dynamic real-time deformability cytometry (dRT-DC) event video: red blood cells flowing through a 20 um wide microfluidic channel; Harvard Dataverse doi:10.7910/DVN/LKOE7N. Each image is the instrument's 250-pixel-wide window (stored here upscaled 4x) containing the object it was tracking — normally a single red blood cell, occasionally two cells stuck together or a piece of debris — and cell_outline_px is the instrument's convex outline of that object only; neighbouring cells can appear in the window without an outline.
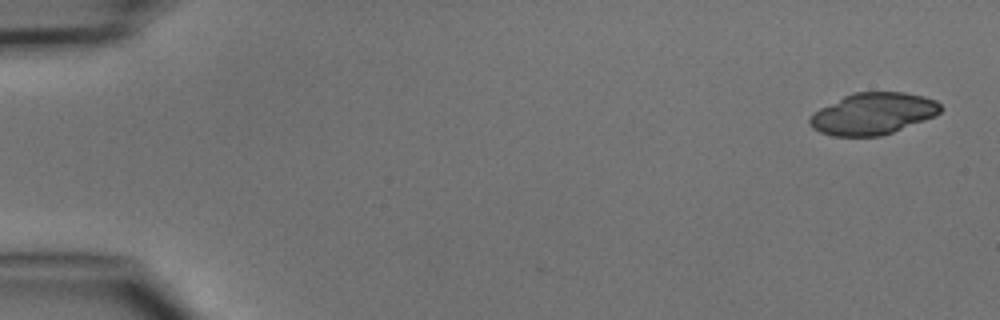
{"species": "common noctule bat (a hibernating species)", "species_latin": "Nyctalus noctula", "temperature_condition": "cold", "stored_images_in_passage": 5, "camera_frame_rate_fps": 3000, "um_per_image_px": 0.085, "animal": {"sex": "male", "body_mass_g": 15.6}, "frame": {"image": 1, "passage_image": 1, "time_ms": 0.0, "image_size_px": [1000, 320], "cell_outline_px": [[944, 108], [936, 116], [892, 132], [880, 136], [832, 136], [820, 132], [812, 128], [808, 120], [812, 112], [852, 92], [904, 92], [924, 96], [936, 100]], "centroid_in_image_um": [74.21, 9.66], "position_along_channel_um": 10.8, "area_um2": 31.91}}